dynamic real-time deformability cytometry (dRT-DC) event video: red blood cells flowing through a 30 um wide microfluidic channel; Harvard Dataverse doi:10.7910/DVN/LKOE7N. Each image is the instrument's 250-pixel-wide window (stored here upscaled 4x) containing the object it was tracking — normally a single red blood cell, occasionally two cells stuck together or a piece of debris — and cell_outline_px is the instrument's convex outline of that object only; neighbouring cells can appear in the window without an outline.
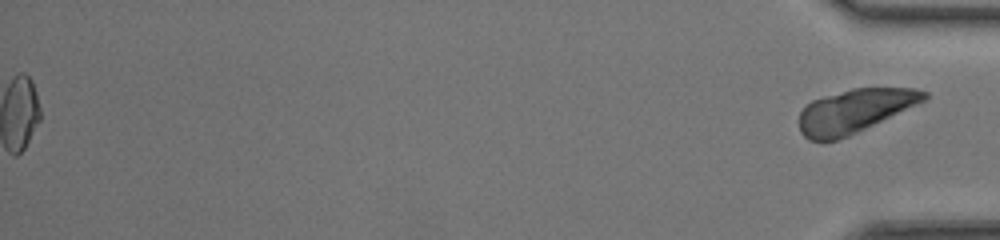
{"species": "common noctule bat (a hibernating species)", "species_latin": "Nyctalus noctula", "temperature_condition": "room temperature", "stored_images_in_passage": 41, "segment_of_instrument_passage": [2, 2], "camera_frame_rate_fps": 3000, "um_per_image_px": 0.085, "animal": {"sex": "female", "body_mass_g": 17.0, "forearm_length_mm": 48.0}, "frame": {"image": 1, "passage_image": 41, "time_ms": 13.333, "image_size_px": [1000, 240], "cell_outline_px": [[928, 96], [924, 100], [848, 136], [836, 140], [808, 140], [800, 132], [800, 112], [812, 100], [824, 96], [852, 88], [916, 88], [928, 92]], "centroid_in_image_um": [72.61, 9.42], "position_along_channel_um": 362.6, "area_um2": 30.98}}